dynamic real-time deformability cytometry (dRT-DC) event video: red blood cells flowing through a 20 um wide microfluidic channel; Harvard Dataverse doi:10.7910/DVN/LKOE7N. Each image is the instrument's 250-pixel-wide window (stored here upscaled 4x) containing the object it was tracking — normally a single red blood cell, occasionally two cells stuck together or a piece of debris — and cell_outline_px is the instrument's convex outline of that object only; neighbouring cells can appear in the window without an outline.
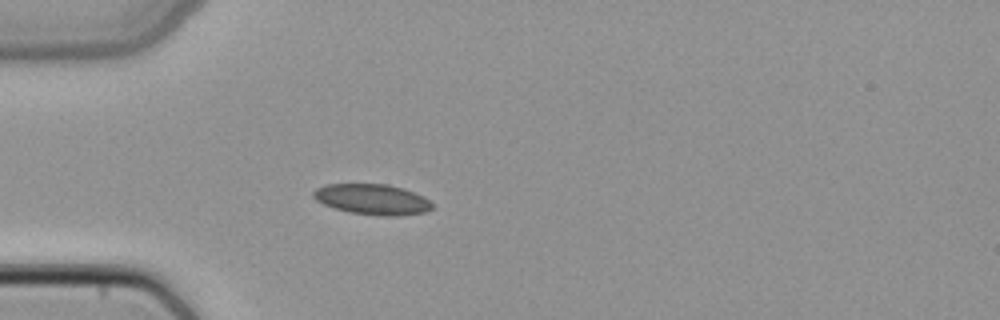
{"species": "common noctule bat (a hibernating species)", "species_latin": "Nyctalus noctula", "temperature_condition": "cold", "stored_images_in_passage": 1, "camera_frame_rate_fps": 3000, "um_per_image_px": 0.085, "animal": {"sex": "female", "body_mass_g": 22.7, "forearm_length_mm": 54.2}, "frame": {"image": 1, "passage_image": 1, "time_ms": 0.0, "image_size_px": [1000, 320], "cell_outline_px": [[432, 208], [424, 212], [396, 216], [384, 216], [348, 212], [324, 204], [316, 200], [312, 196], [312, 192], [316, 188], [324, 184], [388, 184], [404, 188], [424, 196], [432, 204]], "centroid_in_image_um": [31.63, 16.93], "position_along_channel_um": 53.4, "area_um2": 21.15}}